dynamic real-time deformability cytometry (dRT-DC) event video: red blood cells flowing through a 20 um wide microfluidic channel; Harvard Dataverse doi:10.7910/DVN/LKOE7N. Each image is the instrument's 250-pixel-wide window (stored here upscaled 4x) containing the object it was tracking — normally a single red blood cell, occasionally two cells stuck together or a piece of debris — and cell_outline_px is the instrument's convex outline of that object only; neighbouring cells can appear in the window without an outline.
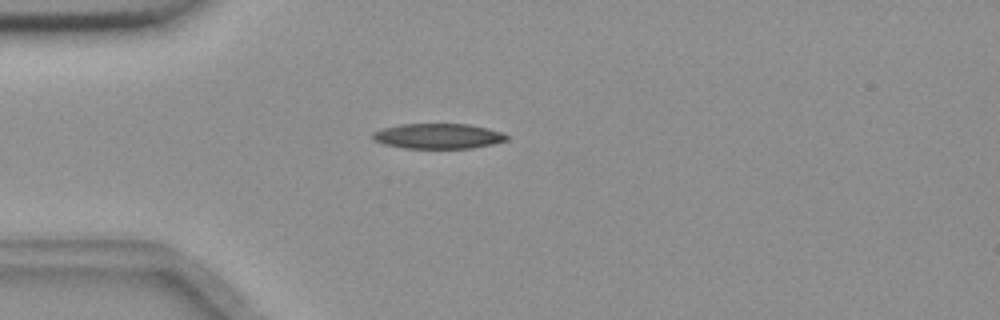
{"species": "common noctule bat (a hibernating species)", "species_latin": "Nyctalus noctula", "temperature_condition": "room temperature", "stored_images_in_passage": 42, "camera_frame_rate_fps": 3000, "um_per_image_px": 0.085, "animal": {"sex": "female", "body_mass_g": 18.4}, "frame": {"image": 1, "passage_image": 1, "time_ms": 0.0, "image_size_px": [1000, 320], "cell_outline_px": [[508, 140], [492, 144], [472, 148], [404, 148], [384, 144], [372, 140], [372, 132], [380, 128], [400, 124], [468, 124], [488, 128], [500, 132], [508, 136]], "centroid_in_image_um": [37.19, 11.56], "position_along_channel_um": 47.8, "area_um2": 19.77}}
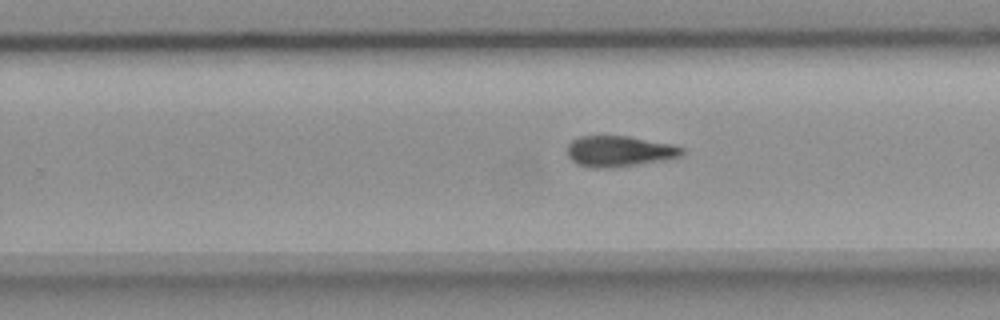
{"frame": {"image": 2, "passage_image": 21, "time_ms": 6.667, "image_size_px": [1000, 320], "cell_outline_px": [[684, 152], [680, 156], [668, 160], [612, 168], [592, 168], [580, 164], [572, 160], [568, 156], [568, 144], [572, 140], [580, 136], [628, 136], [672, 144], [684, 148]], "centroid_in_image_um": [52.67, 12.86], "position_along_channel_um": 277.1, "area_um2": 20.69}}
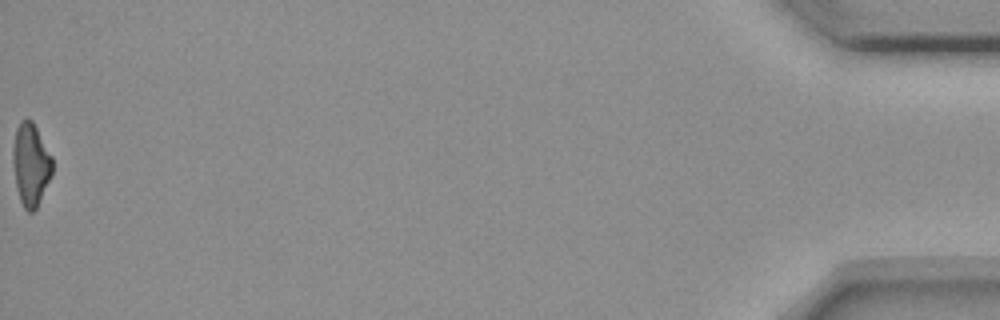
{"frame": {"image": 3, "passage_image": 42, "time_ms": 13.667, "image_size_px": [1000, 320], "cell_outline_px": [[52, 172], [36, 208], [32, 212], [28, 212], [24, 208], [20, 200], [16, 188], [12, 160], [12, 148], [16, 128], [20, 120], [28, 116], [32, 120], [52, 156]], "centroid_in_image_um": [2.58, 13.93], "position_along_channel_um": 432.6, "area_um2": 19.02}, "authors_computed_cell_mechanics": {"area_um2": 20.3456, "velocity_mm_per_s": 3.6639, "shape_relaxation_time_tau1_ms": null, "shape_relaxation_time_tau2_ms": 2.8997, "deformation_change_tau1": null, "deformation_change_tau2": 0.1114}}